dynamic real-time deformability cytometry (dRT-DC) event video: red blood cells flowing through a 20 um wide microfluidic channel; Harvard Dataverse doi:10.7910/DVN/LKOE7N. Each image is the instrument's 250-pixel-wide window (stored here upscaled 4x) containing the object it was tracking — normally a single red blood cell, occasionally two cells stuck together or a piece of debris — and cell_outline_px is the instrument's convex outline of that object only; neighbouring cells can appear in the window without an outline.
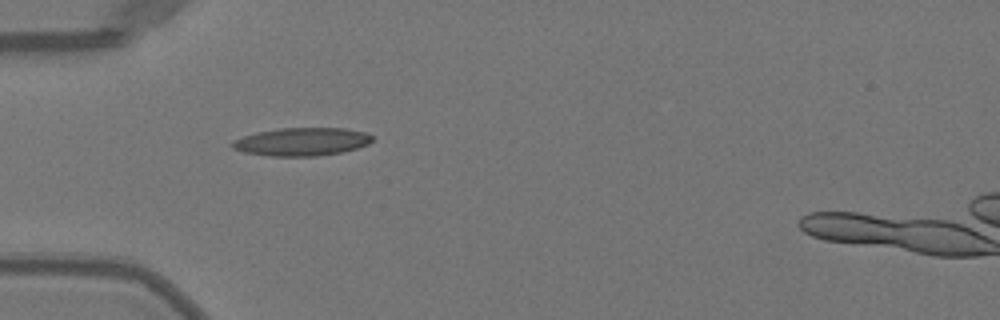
{"species": "Egyptian fruit bat (a non-hibernating species)", "species_latin": "Rousettus aegyptiacus", "temperature_condition": "warm", "stored_images_in_passage": 37, "camera_frame_rate_fps": 3000, "um_per_image_px": 0.085, "animal": {"sex": "female"}, "frame": {"image": 1, "passage_image": 1, "time_ms": 0.0, "image_size_px": [1000, 320], "cell_outline_px": [[372, 140], [368, 144], [356, 148], [340, 152], [316, 156], [268, 156], [244, 152], [232, 148], [232, 140], [256, 132], [280, 128], [344, 128], [364, 132], [372, 136]], "centroid_in_image_um": [25.62, 12.04], "position_along_channel_um": 59.4, "area_um2": 22.77}}
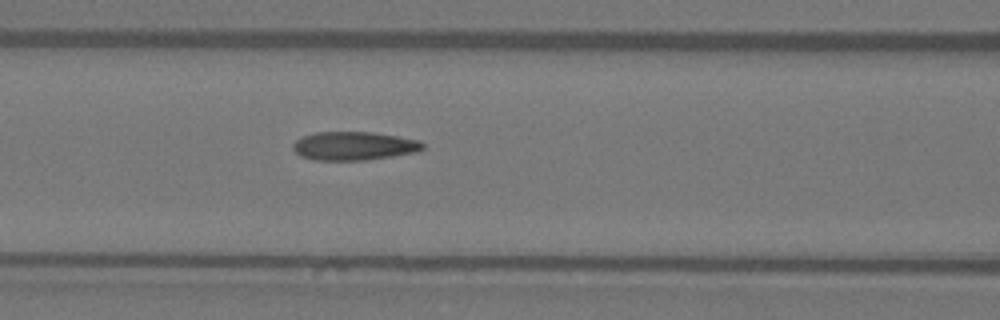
{"frame": {"image": 2, "passage_image": 7, "time_ms": 2.0, "image_size_px": [1000, 320], "cell_outline_px": [[424, 148], [416, 152], [392, 156], [364, 160], [312, 160], [300, 156], [292, 148], [292, 144], [300, 136], [316, 132], [372, 132], [420, 140], [424, 144]], "centroid_in_image_um": [30.05, 12.4], "position_along_channel_um": 136.6, "area_um2": 21.68}}
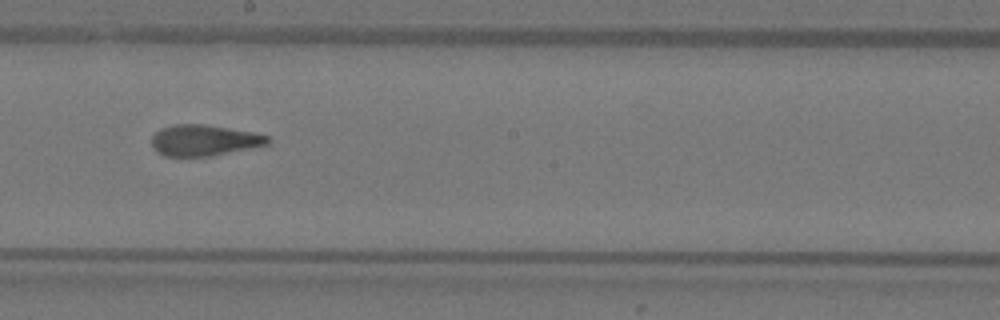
{"frame": {"image": 3, "passage_image": 14, "time_ms": 4.333, "image_size_px": [1000, 320], "cell_outline_px": [[272, 140], [268, 144], [212, 156], [164, 156], [156, 152], [152, 148], [152, 136], [160, 128], [176, 124], [204, 124], [252, 132], [268, 136]], "centroid_in_image_um": [17.32, 11.93], "position_along_channel_um": 230.9, "area_um2": 20.98}}